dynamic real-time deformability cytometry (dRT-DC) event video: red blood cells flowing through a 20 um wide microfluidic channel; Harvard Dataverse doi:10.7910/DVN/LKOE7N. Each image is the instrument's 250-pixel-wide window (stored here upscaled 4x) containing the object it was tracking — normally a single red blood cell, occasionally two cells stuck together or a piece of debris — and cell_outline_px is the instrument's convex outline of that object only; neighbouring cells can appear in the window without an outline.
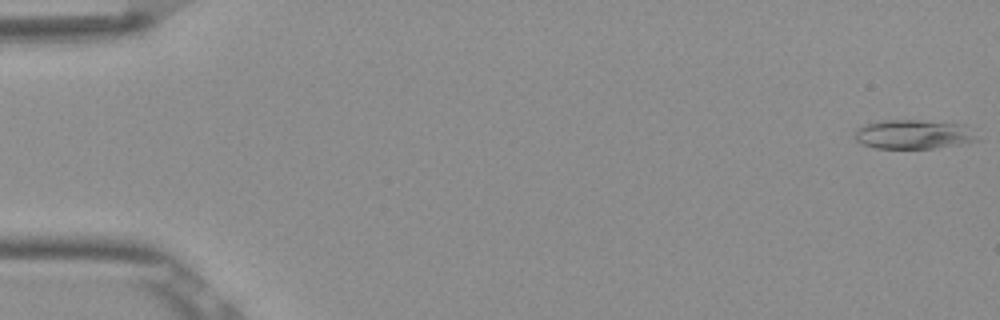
{"species": "Egyptian fruit bat (a non-hibernating species)", "species_latin": "Rousettus aegyptiacus", "temperature_condition": "room temperature", "stored_images_in_passage": 5, "camera_frame_rate_fps": 3000, "um_per_image_px": 0.085, "frame": {"image": 1, "passage_image": 1, "time_ms": 0.0, "image_size_px": [1000, 320], "cell_outline_px": [[980, 140], [960, 144], [932, 148], [876, 148], [864, 144], [856, 140], [856, 128], [864, 124], [884, 120], [920, 120], [964, 124]], "centroid_in_image_um": [77.64, 11.41], "position_along_channel_um": 7.4, "area_um2": 20.63}}
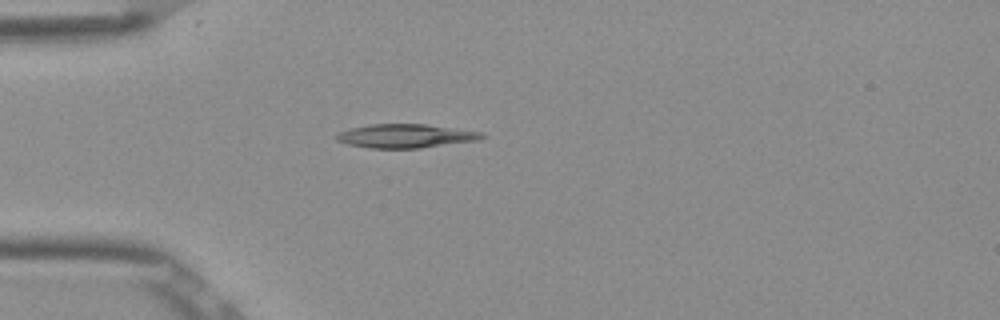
{"frame": {"image": 2, "passage_image": 5, "time_ms": 1.333, "image_size_px": [1000, 320], "cell_outline_px": [[488, 136], [480, 140], [420, 148], [368, 148], [348, 144], [336, 140], [336, 136], [340, 132], [352, 128], [372, 124], [424, 124], [484, 132]], "centroid_in_image_um": [34.55, 11.56], "position_along_channel_um": 50.5, "area_um2": 20.11}}